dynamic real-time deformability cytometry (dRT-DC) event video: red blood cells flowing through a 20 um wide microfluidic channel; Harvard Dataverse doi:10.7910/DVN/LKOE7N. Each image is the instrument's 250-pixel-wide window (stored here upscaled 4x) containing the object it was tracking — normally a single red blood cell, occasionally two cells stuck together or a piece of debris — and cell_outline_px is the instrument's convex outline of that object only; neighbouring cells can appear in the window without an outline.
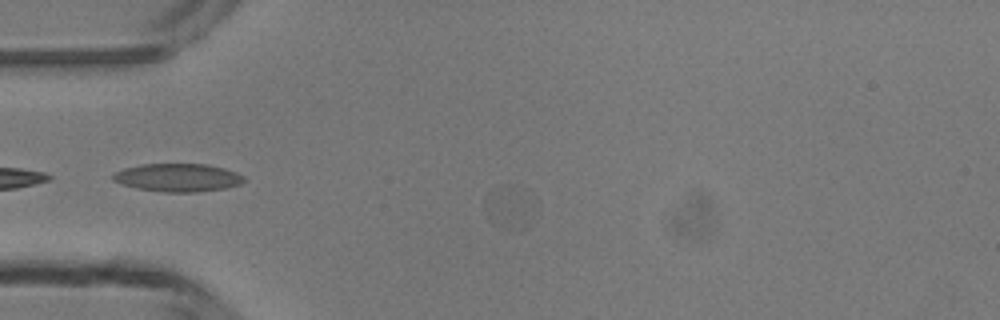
{"species": "common noctule bat (a hibernating species)", "species_latin": "Nyctalus noctula", "temperature_condition": "room temperature", "stored_images_in_passage": 12, "camera_frame_rate_fps": 3000, "um_per_image_px": 0.085, "animal": {"sex": "male", "body_mass_g": 13.3}, "frame": {"image": 1, "passage_image": 10, "time_ms": 3.0, "image_size_px": [1000, 320], "cell_outline_px": [[244, 180], [240, 184], [224, 188], [196, 192], [164, 192], [136, 188], [120, 184], [112, 180], [112, 176], [116, 172], [124, 168], [140, 164], [204, 164], [224, 168], [236, 172], [244, 176]], "centroid_in_image_um": [15.08, 15.09], "position_along_channel_um": 69.9, "area_um2": 21.39}}